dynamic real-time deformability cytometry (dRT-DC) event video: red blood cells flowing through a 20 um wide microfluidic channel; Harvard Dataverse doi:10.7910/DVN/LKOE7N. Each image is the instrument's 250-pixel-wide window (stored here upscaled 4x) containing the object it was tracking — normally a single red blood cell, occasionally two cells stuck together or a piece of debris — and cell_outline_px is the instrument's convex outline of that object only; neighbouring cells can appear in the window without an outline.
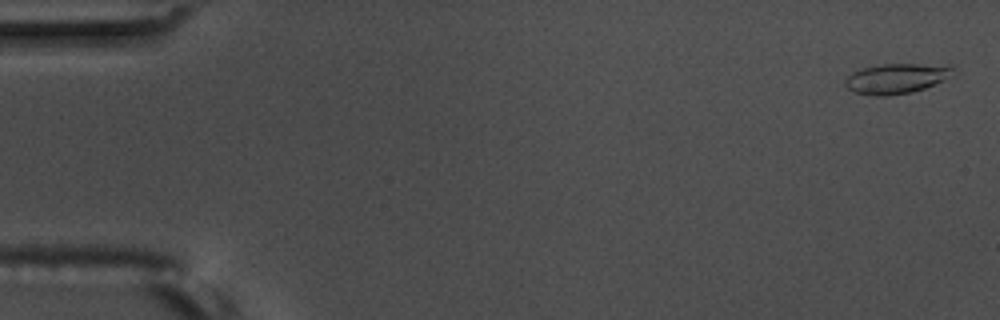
{"species": "common noctule bat (a hibernating species)", "species_latin": "Nyctalus noctula", "temperature_condition": "warm", "stored_images_in_passage": 9, "camera_frame_rate_fps": 3000, "um_per_image_px": 0.085, "animal": {"sex": "male", "body_mass_g": 17.5, "forearm_length_mm": 52.3}, "frame": {"image": 1, "passage_image": 2, "time_ms": 0.333, "image_size_px": [1000, 320], "cell_outline_px": [[952, 68], [944, 80], [924, 88], [912, 92], [888, 96], [876, 96], [856, 92], [848, 88], [844, 84], [844, 80], [852, 72], [864, 68], [884, 64], [948, 64]], "centroid_in_image_um": [76.15, 6.67], "position_along_channel_um": 8.8, "area_um2": 18.61}}